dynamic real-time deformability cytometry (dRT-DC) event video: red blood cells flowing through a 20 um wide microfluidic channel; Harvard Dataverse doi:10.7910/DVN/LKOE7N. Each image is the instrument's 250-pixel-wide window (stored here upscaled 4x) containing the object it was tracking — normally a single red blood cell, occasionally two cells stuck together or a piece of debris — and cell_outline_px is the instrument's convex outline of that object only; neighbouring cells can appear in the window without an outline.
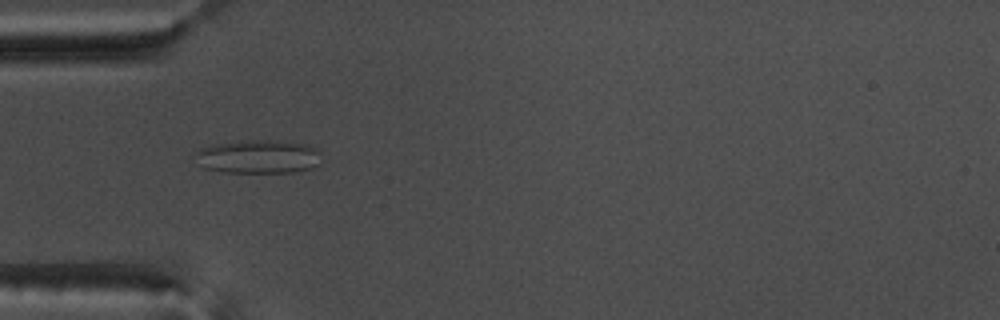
{"species": "common noctule bat (a hibernating species)", "species_latin": "Nyctalus noctula", "temperature_condition": "warm", "stored_images_in_passage": 54, "camera_frame_rate_fps": 3000, "um_per_image_px": 0.085, "animal": {"sex": "male", "body_mass_g": 17.5, "forearm_length_mm": 52.3}, "frame": {"image": 1, "passage_image": 17, "time_ms": 5.333, "image_size_px": [1000, 320], "cell_outline_px": [[320, 164], [312, 168], [296, 172], [220, 172], [200, 168], [192, 156], [200, 148], [216, 144], [252, 140], [264, 140], [304, 144], [316, 148], [320, 152]], "centroid_in_image_um": [21.9, 13.34], "position_along_channel_um": 63.1, "area_um2": 24.85}}
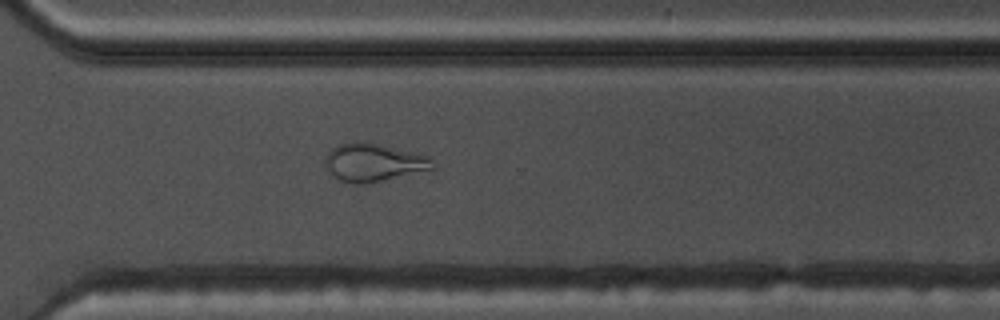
{"frame": {"image": 2, "passage_image": 39, "time_ms": 12.667, "image_size_px": [1000, 320], "cell_outline_px": [[436, 168], [364, 184], [352, 184], [340, 180], [324, 164], [324, 160], [328, 152], [332, 148], [340, 144], [356, 140], [376, 144], [428, 156], [432, 160]], "centroid_in_image_um": [31.72, 13.81], "position_along_channel_um": 338.9, "area_um2": 23.29}}
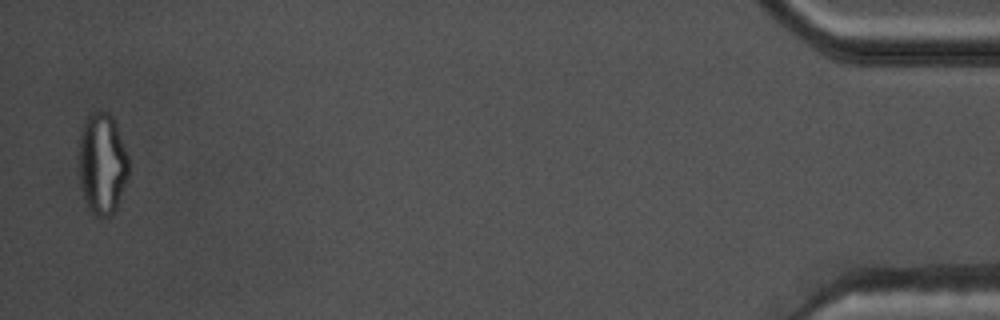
{"frame": {"image": 3, "passage_image": 53, "time_ms": 17.333, "image_size_px": [1000, 320], "cell_outline_px": [[128, 176], [116, 208], [108, 216], [96, 216], [92, 212], [84, 200], [80, 180], [80, 132], [84, 120], [92, 112], [108, 112], [112, 116], [116, 124], [128, 156]], "centroid_in_image_um": [8.69, 13.89], "position_along_channel_um": 426.5, "area_um2": 29.02}, "authors_computed_cell_mechanics": {"area_um2": 25.9811, "velocity_mm_per_s": 3.7781, "shape_relaxation_time_tau1_ms": null, "shape_relaxation_time_tau2_ms": 2.187, "deformation_change_tau1": null, "deformation_change_tau2": 0.0988}}